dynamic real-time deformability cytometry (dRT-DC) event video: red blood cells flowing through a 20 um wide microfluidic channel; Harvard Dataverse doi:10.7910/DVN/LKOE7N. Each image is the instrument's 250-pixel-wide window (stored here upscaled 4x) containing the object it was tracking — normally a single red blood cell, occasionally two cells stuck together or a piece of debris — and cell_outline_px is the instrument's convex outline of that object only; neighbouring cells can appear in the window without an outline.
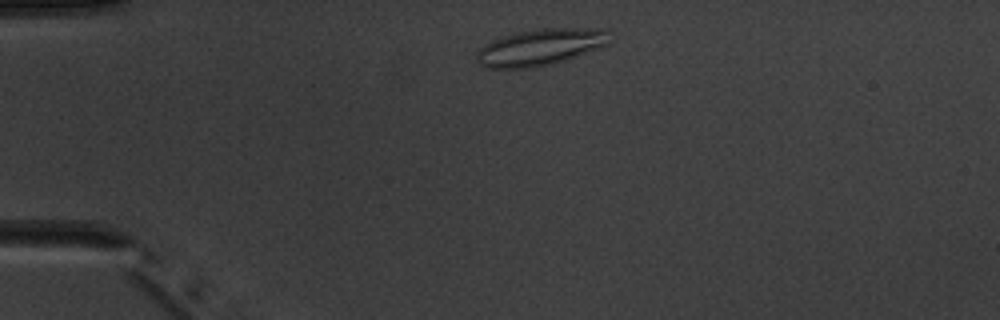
{"species": "common noctule bat (a hibernating species)", "species_latin": "Nyctalus noctula", "temperature_condition": "warm", "stored_images_in_passage": 2, "camera_frame_rate_fps": 3000, "um_per_image_px": 0.085, "animal": {"sex": "male", "body_mass_g": 20.1, "forearm_length_mm": 53.5}, "frame": {"image": 1, "passage_image": 1, "time_ms": 0.0, "image_size_px": [1000, 320], "cell_outline_px": [[608, 44], [564, 60], [532, 68], [488, 68], [480, 64], [476, 60], [476, 52], [484, 44], [492, 40], [516, 32], [544, 28], [608, 28]], "centroid_in_image_um": [45.9, 4.0], "position_along_channel_um": 39.1, "area_um2": 28.09}}